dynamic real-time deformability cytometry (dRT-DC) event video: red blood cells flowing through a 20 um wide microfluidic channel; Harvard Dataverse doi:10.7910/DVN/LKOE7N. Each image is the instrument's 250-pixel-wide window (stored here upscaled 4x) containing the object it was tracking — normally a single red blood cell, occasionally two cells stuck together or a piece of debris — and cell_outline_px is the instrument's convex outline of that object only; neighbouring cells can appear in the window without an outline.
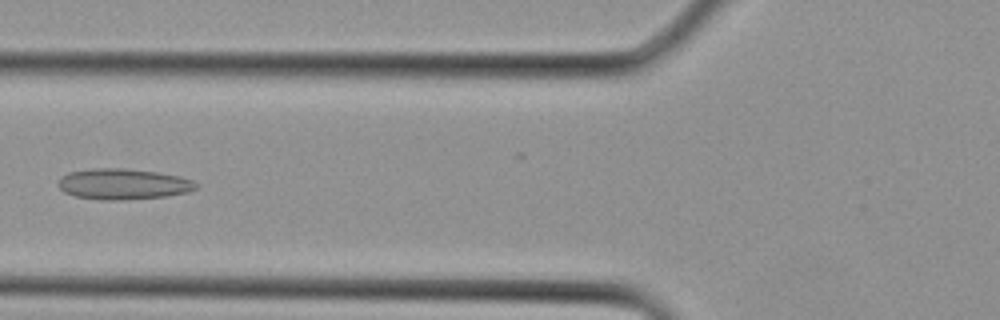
{"species": "Egyptian fruit bat (a non-hibernating species)", "species_latin": "Rousettus aegyptiacus", "temperature_condition": "cold", "stored_images_in_passage": 4, "camera_frame_rate_fps": 3000, "um_per_image_px": 0.085, "animal": {"sex": "female"}, "frame": {"image": 1, "passage_image": 4, "time_ms": 1.0, "image_size_px": [1000, 320], "cell_outline_px": [[200, 184], [196, 188], [188, 192], [168, 196], [120, 200], [100, 200], [76, 196], [64, 192], [56, 184], [68, 172], [92, 168], [124, 168], [156, 172], [180, 176], [192, 180]], "centroid_in_image_um": [10.49, 15.64], "position_along_channel_um": 115.3, "area_um2": 24.8}}